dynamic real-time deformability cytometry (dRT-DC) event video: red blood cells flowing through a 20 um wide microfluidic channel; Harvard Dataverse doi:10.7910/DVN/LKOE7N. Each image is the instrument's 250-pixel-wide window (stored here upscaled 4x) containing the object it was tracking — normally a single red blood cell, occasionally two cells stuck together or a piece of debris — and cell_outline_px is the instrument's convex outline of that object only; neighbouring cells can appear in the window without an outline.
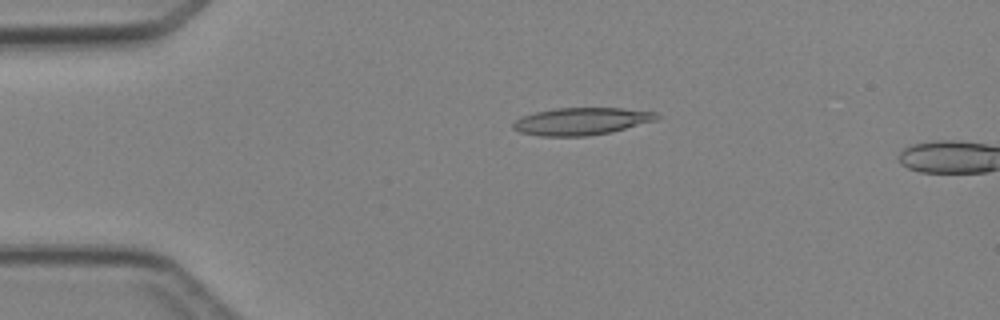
{"species": "Egyptian fruit bat (a non-hibernating species)", "species_latin": "Rousettus aegyptiacus", "temperature_condition": "cold", "stored_images_in_passage": 4, "camera_frame_rate_fps": 3000, "um_per_image_px": 0.085, "animal": {"sex": "female"}, "frame": {"image": 1, "passage_image": 3, "time_ms": 2.333, "image_size_px": [1000, 320], "cell_outline_px": [[660, 116], [656, 120], [612, 132], [588, 136], [540, 136], [520, 132], [512, 128], [512, 124], [520, 116], [536, 112], [556, 108], [620, 108], [656, 112]], "centroid_in_image_um": [49.4, 10.31], "position_along_channel_um": 35.6, "area_um2": 22.89}}